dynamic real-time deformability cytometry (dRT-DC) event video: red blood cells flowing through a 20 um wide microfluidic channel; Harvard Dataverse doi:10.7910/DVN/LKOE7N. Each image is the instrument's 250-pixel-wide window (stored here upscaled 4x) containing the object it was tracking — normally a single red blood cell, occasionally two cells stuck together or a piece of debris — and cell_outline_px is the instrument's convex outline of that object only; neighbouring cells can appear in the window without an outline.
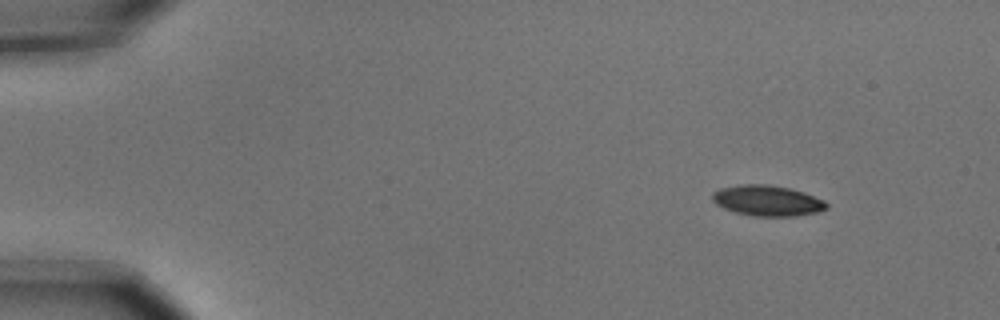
{"species": "common noctule bat (a hibernating species)", "species_latin": "Nyctalus noctula", "temperature_condition": "cold", "stored_images_in_passage": 5, "segment_of_instrument_passage": [1, 2], "camera_frame_rate_fps": 3000, "um_per_image_px": 0.085, "animal": {"sex": "male", "body_mass_g": 15.6}, "frame": {"image": 1, "passage_image": 1, "time_ms": 0.0, "image_size_px": [1000, 320], "cell_outline_px": [[828, 208], [816, 212], [796, 216], [752, 216], [736, 212], [724, 208], [716, 204], [712, 200], [712, 192], [720, 188], [740, 184], [768, 184], [788, 188], [804, 192], [824, 200], [828, 204]], "centroid_in_image_um": [65.21, 17.05], "position_along_channel_um": 19.8, "area_um2": 20.4}}
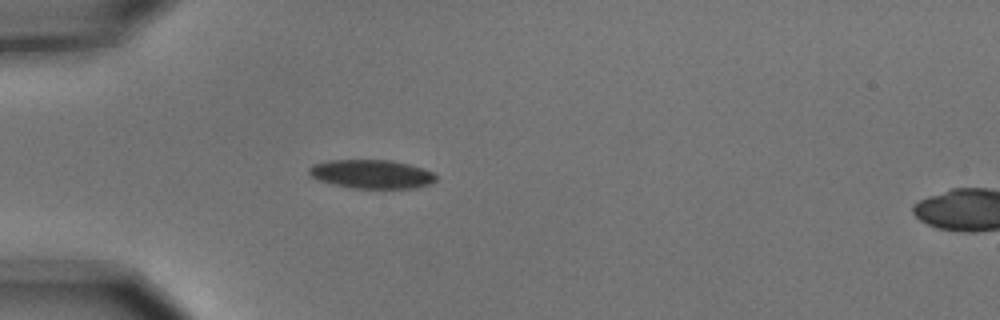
{"frame": {"image": 2, "passage_image": 4, "time_ms": 1.0, "image_size_px": [1000, 320], "cell_outline_px": [[436, 180], [432, 184], [416, 188], [352, 188], [332, 184], [320, 180], [312, 176], [308, 172], [308, 168], [312, 164], [328, 160], [392, 160], [408, 164], [432, 172], [436, 176]], "centroid_in_image_um": [31.58, 14.8], "position_along_channel_um": 53.4, "area_um2": 21.27}}